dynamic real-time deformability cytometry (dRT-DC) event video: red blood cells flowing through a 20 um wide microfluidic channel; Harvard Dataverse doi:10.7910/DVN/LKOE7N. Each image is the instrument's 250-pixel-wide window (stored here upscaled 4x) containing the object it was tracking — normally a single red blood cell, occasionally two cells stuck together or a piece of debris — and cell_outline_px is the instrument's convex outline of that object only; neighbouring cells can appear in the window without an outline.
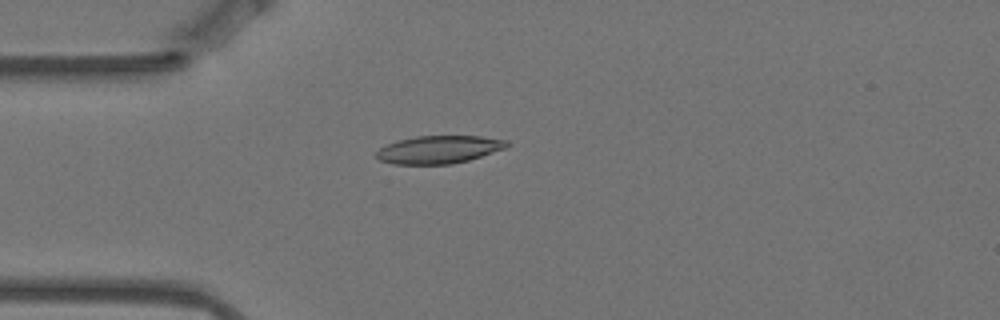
{"species": "Egyptian fruit bat (a non-hibernating species)", "species_latin": "Rousettus aegyptiacus", "temperature_condition": "warm", "stored_images_in_passage": 4, "camera_frame_rate_fps": 3000, "um_per_image_px": 0.085, "animal": {"sex": "female"}, "frame": {"image": 1, "passage_image": 4, "time_ms": 1.0, "image_size_px": [1000, 320], "cell_outline_px": [[508, 144], [504, 148], [468, 160], [452, 164], [392, 164], [380, 160], [376, 156], [376, 152], [380, 148], [388, 144], [400, 140], [416, 136], [480, 136], [508, 140]], "centroid_in_image_um": [37.28, 12.71], "position_along_channel_um": 47.7, "area_um2": 20.87}}